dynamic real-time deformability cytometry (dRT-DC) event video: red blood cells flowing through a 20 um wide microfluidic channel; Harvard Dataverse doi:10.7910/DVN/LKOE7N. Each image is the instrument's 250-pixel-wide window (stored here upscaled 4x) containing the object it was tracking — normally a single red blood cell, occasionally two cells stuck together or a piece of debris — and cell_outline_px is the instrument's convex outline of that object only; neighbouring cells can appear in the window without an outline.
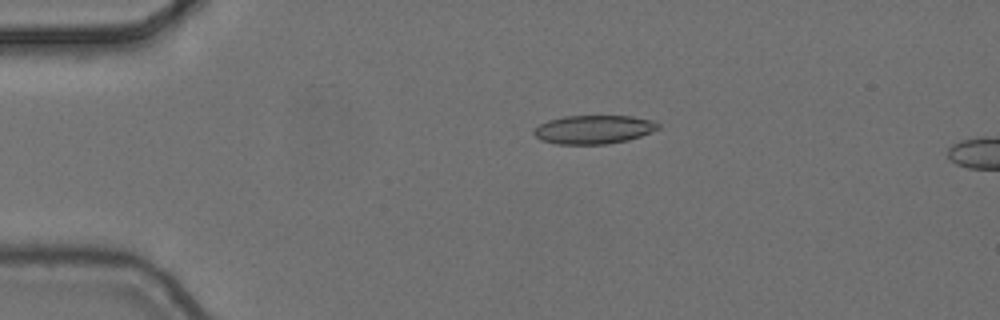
{"species": "common noctule bat (a hibernating species)", "species_latin": "Nyctalus noctula", "temperature_condition": "cold", "stored_images_in_passage": 4, "camera_frame_rate_fps": 3000, "um_per_image_px": 0.085, "animal": {"sex": "female", "body_mass_g": 24.6, "forearm_length_mm": 56.2}, "frame": {"image": 1, "passage_image": 2, "time_ms": 0.333, "image_size_px": [1000, 320], "cell_outline_px": [[660, 128], [652, 132], [628, 140], [608, 144], [556, 144], [540, 140], [532, 132], [540, 124], [548, 120], [564, 116], [632, 116], [656, 120], [660, 124]], "centroid_in_image_um": [50.5, 11.0], "position_along_channel_um": 34.5, "area_um2": 20.92}}